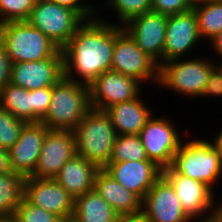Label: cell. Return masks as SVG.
Masks as SVG:
<instances>
[{
    "mask_svg": "<svg viewBox=\"0 0 222 222\" xmlns=\"http://www.w3.org/2000/svg\"><path fill=\"white\" fill-rule=\"evenodd\" d=\"M200 1H214V2H222V0H200Z\"/></svg>",
    "mask_w": 222,
    "mask_h": 222,
    "instance_id": "f6af8a7d",
    "label": "cell"
},
{
    "mask_svg": "<svg viewBox=\"0 0 222 222\" xmlns=\"http://www.w3.org/2000/svg\"><path fill=\"white\" fill-rule=\"evenodd\" d=\"M0 40L12 64L50 58L60 50L27 21L0 24Z\"/></svg>",
    "mask_w": 222,
    "mask_h": 222,
    "instance_id": "5b68a950",
    "label": "cell"
},
{
    "mask_svg": "<svg viewBox=\"0 0 222 222\" xmlns=\"http://www.w3.org/2000/svg\"><path fill=\"white\" fill-rule=\"evenodd\" d=\"M162 175L172 185L184 212L192 220H202V217L204 220L213 216L215 199L217 200V198L206 185L198 180L176 173L171 167L162 169Z\"/></svg>",
    "mask_w": 222,
    "mask_h": 222,
    "instance_id": "8fae6325",
    "label": "cell"
},
{
    "mask_svg": "<svg viewBox=\"0 0 222 222\" xmlns=\"http://www.w3.org/2000/svg\"><path fill=\"white\" fill-rule=\"evenodd\" d=\"M63 76V53L60 49L50 58L12 64L10 83L31 91L53 86Z\"/></svg>",
    "mask_w": 222,
    "mask_h": 222,
    "instance_id": "2e32d148",
    "label": "cell"
},
{
    "mask_svg": "<svg viewBox=\"0 0 222 222\" xmlns=\"http://www.w3.org/2000/svg\"><path fill=\"white\" fill-rule=\"evenodd\" d=\"M90 108L88 85L63 76L52 86L49 108L41 122L49 130L73 131Z\"/></svg>",
    "mask_w": 222,
    "mask_h": 222,
    "instance_id": "3957f363",
    "label": "cell"
},
{
    "mask_svg": "<svg viewBox=\"0 0 222 222\" xmlns=\"http://www.w3.org/2000/svg\"><path fill=\"white\" fill-rule=\"evenodd\" d=\"M26 21L62 50L85 20L75 10L53 0H36Z\"/></svg>",
    "mask_w": 222,
    "mask_h": 222,
    "instance_id": "52a82bcc",
    "label": "cell"
},
{
    "mask_svg": "<svg viewBox=\"0 0 222 222\" xmlns=\"http://www.w3.org/2000/svg\"><path fill=\"white\" fill-rule=\"evenodd\" d=\"M210 46H212L213 51L216 52L217 56L219 55L222 59V31L216 35L212 40L209 41Z\"/></svg>",
    "mask_w": 222,
    "mask_h": 222,
    "instance_id": "74e56055",
    "label": "cell"
},
{
    "mask_svg": "<svg viewBox=\"0 0 222 222\" xmlns=\"http://www.w3.org/2000/svg\"><path fill=\"white\" fill-rule=\"evenodd\" d=\"M140 96L141 94L133 100L114 104L105 110L117 135L139 134L152 117L151 107Z\"/></svg>",
    "mask_w": 222,
    "mask_h": 222,
    "instance_id": "44dd1931",
    "label": "cell"
},
{
    "mask_svg": "<svg viewBox=\"0 0 222 222\" xmlns=\"http://www.w3.org/2000/svg\"><path fill=\"white\" fill-rule=\"evenodd\" d=\"M217 203H215V208H214V212H213V216L219 221L222 222V202L219 200L216 201ZM217 204V205H216ZM221 204V205H220Z\"/></svg>",
    "mask_w": 222,
    "mask_h": 222,
    "instance_id": "60d3db41",
    "label": "cell"
},
{
    "mask_svg": "<svg viewBox=\"0 0 222 222\" xmlns=\"http://www.w3.org/2000/svg\"><path fill=\"white\" fill-rule=\"evenodd\" d=\"M36 0H0V24L26 21Z\"/></svg>",
    "mask_w": 222,
    "mask_h": 222,
    "instance_id": "f546056e",
    "label": "cell"
},
{
    "mask_svg": "<svg viewBox=\"0 0 222 222\" xmlns=\"http://www.w3.org/2000/svg\"><path fill=\"white\" fill-rule=\"evenodd\" d=\"M192 9L202 40L210 41L222 31V2L195 0Z\"/></svg>",
    "mask_w": 222,
    "mask_h": 222,
    "instance_id": "d4e9b609",
    "label": "cell"
},
{
    "mask_svg": "<svg viewBox=\"0 0 222 222\" xmlns=\"http://www.w3.org/2000/svg\"><path fill=\"white\" fill-rule=\"evenodd\" d=\"M76 154L75 137L70 130H48L34 173L30 177L54 179Z\"/></svg>",
    "mask_w": 222,
    "mask_h": 222,
    "instance_id": "9a60e30c",
    "label": "cell"
},
{
    "mask_svg": "<svg viewBox=\"0 0 222 222\" xmlns=\"http://www.w3.org/2000/svg\"><path fill=\"white\" fill-rule=\"evenodd\" d=\"M202 41L197 24V17L193 9L168 15L165 34V46L163 49V63L187 56L186 53L193 50Z\"/></svg>",
    "mask_w": 222,
    "mask_h": 222,
    "instance_id": "e0dca14e",
    "label": "cell"
},
{
    "mask_svg": "<svg viewBox=\"0 0 222 222\" xmlns=\"http://www.w3.org/2000/svg\"><path fill=\"white\" fill-rule=\"evenodd\" d=\"M213 96L216 98L222 97V63L217 65L211 70L209 74L205 89L202 93L203 97Z\"/></svg>",
    "mask_w": 222,
    "mask_h": 222,
    "instance_id": "836d02e7",
    "label": "cell"
},
{
    "mask_svg": "<svg viewBox=\"0 0 222 222\" xmlns=\"http://www.w3.org/2000/svg\"><path fill=\"white\" fill-rule=\"evenodd\" d=\"M98 170L95 164L75 154L54 179L76 198L94 189V179Z\"/></svg>",
    "mask_w": 222,
    "mask_h": 222,
    "instance_id": "7402d4cb",
    "label": "cell"
},
{
    "mask_svg": "<svg viewBox=\"0 0 222 222\" xmlns=\"http://www.w3.org/2000/svg\"><path fill=\"white\" fill-rule=\"evenodd\" d=\"M168 15L153 11L135 16L122 27L136 45L158 65L163 63V49Z\"/></svg>",
    "mask_w": 222,
    "mask_h": 222,
    "instance_id": "7c38bea8",
    "label": "cell"
},
{
    "mask_svg": "<svg viewBox=\"0 0 222 222\" xmlns=\"http://www.w3.org/2000/svg\"><path fill=\"white\" fill-rule=\"evenodd\" d=\"M25 177L9 172L0 175V216H14L24 197Z\"/></svg>",
    "mask_w": 222,
    "mask_h": 222,
    "instance_id": "484cf974",
    "label": "cell"
},
{
    "mask_svg": "<svg viewBox=\"0 0 222 222\" xmlns=\"http://www.w3.org/2000/svg\"><path fill=\"white\" fill-rule=\"evenodd\" d=\"M217 135L214 136V139L211 140L213 145L216 147L218 153L221 156L222 159V129L219 131V133H216Z\"/></svg>",
    "mask_w": 222,
    "mask_h": 222,
    "instance_id": "ab89813d",
    "label": "cell"
},
{
    "mask_svg": "<svg viewBox=\"0 0 222 222\" xmlns=\"http://www.w3.org/2000/svg\"><path fill=\"white\" fill-rule=\"evenodd\" d=\"M117 222H149L147 218L142 214L119 216Z\"/></svg>",
    "mask_w": 222,
    "mask_h": 222,
    "instance_id": "f35d334b",
    "label": "cell"
},
{
    "mask_svg": "<svg viewBox=\"0 0 222 222\" xmlns=\"http://www.w3.org/2000/svg\"><path fill=\"white\" fill-rule=\"evenodd\" d=\"M48 127L42 122L26 123L19 139L8 150L12 172L30 177L37 166Z\"/></svg>",
    "mask_w": 222,
    "mask_h": 222,
    "instance_id": "ac0fdd59",
    "label": "cell"
},
{
    "mask_svg": "<svg viewBox=\"0 0 222 222\" xmlns=\"http://www.w3.org/2000/svg\"><path fill=\"white\" fill-rule=\"evenodd\" d=\"M62 222H76V221H74V220L71 218V219L63 220Z\"/></svg>",
    "mask_w": 222,
    "mask_h": 222,
    "instance_id": "ee69618b",
    "label": "cell"
},
{
    "mask_svg": "<svg viewBox=\"0 0 222 222\" xmlns=\"http://www.w3.org/2000/svg\"><path fill=\"white\" fill-rule=\"evenodd\" d=\"M12 172L8 150L0 148V175Z\"/></svg>",
    "mask_w": 222,
    "mask_h": 222,
    "instance_id": "8d00e7d4",
    "label": "cell"
},
{
    "mask_svg": "<svg viewBox=\"0 0 222 222\" xmlns=\"http://www.w3.org/2000/svg\"><path fill=\"white\" fill-rule=\"evenodd\" d=\"M11 61L0 40V91L10 83Z\"/></svg>",
    "mask_w": 222,
    "mask_h": 222,
    "instance_id": "d590c367",
    "label": "cell"
},
{
    "mask_svg": "<svg viewBox=\"0 0 222 222\" xmlns=\"http://www.w3.org/2000/svg\"><path fill=\"white\" fill-rule=\"evenodd\" d=\"M196 222H219L214 216L207 218V219H202V220H198Z\"/></svg>",
    "mask_w": 222,
    "mask_h": 222,
    "instance_id": "7bdbcfd3",
    "label": "cell"
},
{
    "mask_svg": "<svg viewBox=\"0 0 222 222\" xmlns=\"http://www.w3.org/2000/svg\"><path fill=\"white\" fill-rule=\"evenodd\" d=\"M14 218L17 222H62L58 216L30 203L25 197L20 201Z\"/></svg>",
    "mask_w": 222,
    "mask_h": 222,
    "instance_id": "4dcf8cb0",
    "label": "cell"
},
{
    "mask_svg": "<svg viewBox=\"0 0 222 222\" xmlns=\"http://www.w3.org/2000/svg\"><path fill=\"white\" fill-rule=\"evenodd\" d=\"M0 222H17L14 216H0Z\"/></svg>",
    "mask_w": 222,
    "mask_h": 222,
    "instance_id": "b9f144b4",
    "label": "cell"
},
{
    "mask_svg": "<svg viewBox=\"0 0 222 222\" xmlns=\"http://www.w3.org/2000/svg\"><path fill=\"white\" fill-rule=\"evenodd\" d=\"M76 155L103 169L112 155L116 131L109 115L103 110L90 108L73 130Z\"/></svg>",
    "mask_w": 222,
    "mask_h": 222,
    "instance_id": "7a4b0ae2",
    "label": "cell"
},
{
    "mask_svg": "<svg viewBox=\"0 0 222 222\" xmlns=\"http://www.w3.org/2000/svg\"><path fill=\"white\" fill-rule=\"evenodd\" d=\"M52 94V86L32 90V123L41 122L46 116Z\"/></svg>",
    "mask_w": 222,
    "mask_h": 222,
    "instance_id": "1f68e13d",
    "label": "cell"
},
{
    "mask_svg": "<svg viewBox=\"0 0 222 222\" xmlns=\"http://www.w3.org/2000/svg\"><path fill=\"white\" fill-rule=\"evenodd\" d=\"M185 60L177 58L159 65L158 88L182 94L185 97L201 99L211 70L216 60L195 57Z\"/></svg>",
    "mask_w": 222,
    "mask_h": 222,
    "instance_id": "8992f818",
    "label": "cell"
},
{
    "mask_svg": "<svg viewBox=\"0 0 222 222\" xmlns=\"http://www.w3.org/2000/svg\"><path fill=\"white\" fill-rule=\"evenodd\" d=\"M119 215L94 189L74 198L76 222H117Z\"/></svg>",
    "mask_w": 222,
    "mask_h": 222,
    "instance_id": "603a6c76",
    "label": "cell"
},
{
    "mask_svg": "<svg viewBox=\"0 0 222 222\" xmlns=\"http://www.w3.org/2000/svg\"><path fill=\"white\" fill-rule=\"evenodd\" d=\"M103 169L141 200L162 176V168L151 160L109 162Z\"/></svg>",
    "mask_w": 222,
    "mask_h": 222,
    "instance_id": "d6986e66",
    "label": "cell"
},
{
    "mask_svg": "<svg viewBox=\"0 0 222 222\" xmlns=\"http://www.w3.org/2000/svg\"><path fill=\"white\" fill-rule=\"evenodd\" d=\"M61 6L75 10L84 20L93 18L98 12L96 5L83 3V0H53ZM82 1V2H81ZM85 4V5H84Z\"/></svg>",
    "mask_w": 222,
    "mask_h": 222,
    "instance_id": "e575fe53",
    "label": "cell"
},
{
    "mask_svg": "<svg viewBox=\"0 0 222 222\" xmlns=\"http://www.w3.org/2000/svg\"><path fill=\"white\" fill-rule=\"evenodd\" d=\"M148 160L139 134L117 135L109 162Z\"/></svg>",
    "mask_w": 222,
    "mask_h": 222,
    "instance_id": "4316f807",
    "label": "cell"
},
{
    "mask_svg": "<svg viewBox=\"0 0 222 222\" xmlns=\"http://www.w3.org/2000/svg\"><path fill=\"white\" fill-rule=\"evenodd\" d=\"M114 42L115 23L99 15L85 20L62 49L64 77L90 85L102 73L111 70Z\"/></svg>",
    "mask_w": 222,
    "mask_h": 222,
    "instance_id": "6da1fadb",
    "label": "cell"
},
{
    "mask_svg": "<svg viewBox=\"0 0 222 222\" xmlns=\"http://www.w3.org/2000/svg\"><path fill=\"white\" fill-rule=\"evenodd\" d=\"M104 6L114 9L116 23L123 26L131 18L152 11V0H106Z\"/></svg>",
    "mask_w": 222,
    "mask_h": 222,
    "instance_id": "83f0119b",
    "label": "cell"
},
{
    "mask_svg": "<svg viewBox=\"0 0 222 222\" xmlns=\"http://www.w3.org/2000/svg\"><path fill=\"white\" fill-rule=\"evenodd\" d=\"M111 70L135 78L141 83H158L159 65L136 45L121 25L116 23Z\"/></svg>",
    "mask_w": 222,
    "mask_h": 222,
    "instance_id": "ba28073f",
    "label": "cell"
},
{
    "mask_svg": "<svg viewBox=\"0 0 222 222\" xmlns=\"http://www.w3.org/2000/svg\"><path fill=\"white\" fill-rule=\"evenodd\" d=\"M25 121L0 108V148L9 150L19 139Z\"/></svg>",
    "mask_w": 222,
    "mask_h": 222,
    "instance_id": "f1b7e54d",
    "label": "cell"
},
{
    "mask_svg": "<svg viewBox=\"0 0 222 222\" xmlns=\"http://www.w3.org/2000/svg\"><path fill=\"white\" fill-rule=\"evenodd\" d=\"M154 116L147 121L139 136L148 160L164 169L171 166L173 157L184 138H181L178 128L175 129V124H172L168 118Z\"/></svg>",
    "mask_w": 222,
    "mask_h": 222,
    "instance_id": "9c48e42d",
    "label": "cell"
},
{
    "mask_svg": "<svg viewBox=\"0 0 222 222\" xmlns=\"http://www.w3.org/2000/svg\"><path fill=\"white\" fill-rule=\"evenodd\" d=\"M183 140L173 157L171 168L179 174L198 180L214 194L218 180H222V159L211 141L201 137ZM215 189V190H214Z\"/></svg>",
    "mask_w": 222,
    "mask_h": 222,
    "instance_id": "277c9868",
    "label": "cell"
},
{
    "mask_svg": "<svg viewBox=\"0 0 222 222\" xmlns=\"http://www.w3.org/2000/svg\"><path fill=\"white\" fill-rule=\"evenodd\" d=\"M195 0H152V11L165 15L187 12L193 8Z\"/></svg>",
    "mask_w": 222,
    "mask_h": 222,
    "instance_id": "d6a6232c",
    "label": "cell"
},
{
    "mask_svg": "<svg viewBox=\"0 0 222 222\" xmlns=\"http://www.w3.org/2000/svg\"><path fill=\"white\" fill-rule=\"evenodd\" d=\"M0 108L15 118L32 123V90L12 83L7 84L0 91Z\"/></svg>",
    "mask_w": 222,
    "mask_h": 222,
    "instance_id": "cb8c5ba5",
    "label": "cell"
},
{
    "mask_svg": "<svg viewBox=\"0 0 222 222\" xmlns=\"http://www.w3.org/2000/svg\"><path fill=\"white\" fill-rule=\"evenodd\" d=\"M142 84L135 78L108 70L97 77L89 87L91 108L105 111L108 107L137 98Z\"/></svg>",
    "mask_w": 222,
    "mask_h": 222,
    "instance_id": "30bf717a",
    "label": "cell"
},
{
    "mask_svg": "<svg viewBox=\"0 0 222 222\" xmlns=\"http://www.w3.org/2000/svg\"><path fill=\"white\" fill-rule=\"evenodd\" d=\"M142 214L149 222H192L176 192L162 175L142 200Z\"/></svg>",
    "mask_w": 222,
    "mask_h": 222,
    "instance_id": "5bb4252c",
    "label": "cell"
},
{
    "mask_svg": "<svg viewBox=\"0 0 222 222\" xmlns=\"http://www.w3.org/2000/svg\"><path fill=\"white\" fill-rule=\"evenodd\" d=\"M24 197L62 221L73 216L74 197L55 179L25 178Z\"/></svg>",
    "mask_w": 222,
    "mask_h": 222,
    "instance_id": "4fadbf2b",
    "label": "cell"
},
{
    "mask_svg": "<svg viewBox=\"0 0 222 222\" xmlns=\"http://www.w3.org/2000/svg\"><path fill=\"white\" fill-rule=\"evenodd\" d=\"M94 190L108 202L119 216L142 213V200L122 186L104 169H99L96 173Z\"/></svg>",
    "mask_w": 222,
    "mask_h": 222,
    "instance_id": "ffe728a7",
    "label": "cell"
}]
</instances>
